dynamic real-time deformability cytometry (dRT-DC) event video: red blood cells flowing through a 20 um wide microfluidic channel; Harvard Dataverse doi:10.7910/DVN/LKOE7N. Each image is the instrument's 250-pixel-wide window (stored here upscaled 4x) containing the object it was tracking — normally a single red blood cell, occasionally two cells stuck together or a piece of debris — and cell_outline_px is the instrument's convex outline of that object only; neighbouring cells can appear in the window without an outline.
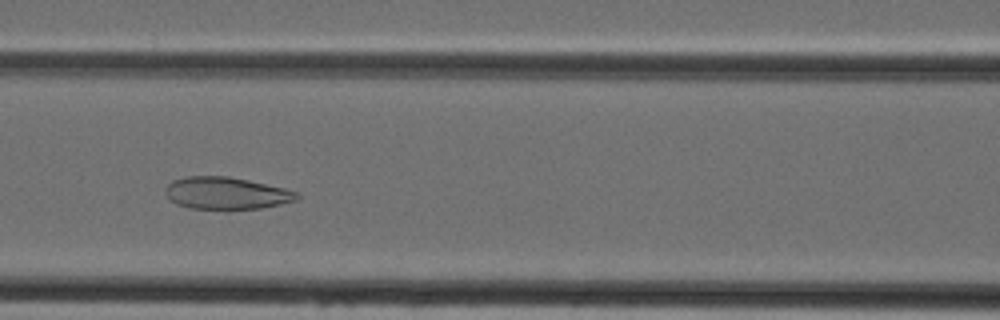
{"species": "Egyptian fruit bat (a non-hibernating species)", "species_latin": "Rousettus aegyptiacus", "temperature_condition": "cold", "stored_images_in_passage": 44, "camera_frame_rate_fps": 3000, "um_per_image_px": 0.085, "animal": {"sex": "female"}, "frame": {"image": 1, "passage_image": 17, "time_ms": 5.333, "image_size_px": [1000, 320], "cell_outline_px": [[300, 196], [296, 200], [280, 204], [260, 208], [192, 208], [176, 204], [164, 192], [164, 188], [172, 180], [184, 176], [228, 176], [248, 180], [284, 188], [300, 192]], "centroid_in_image_um": [19.23, 16.4], "position_along_channel_um": 147.4, "area_um2": 24.45}}
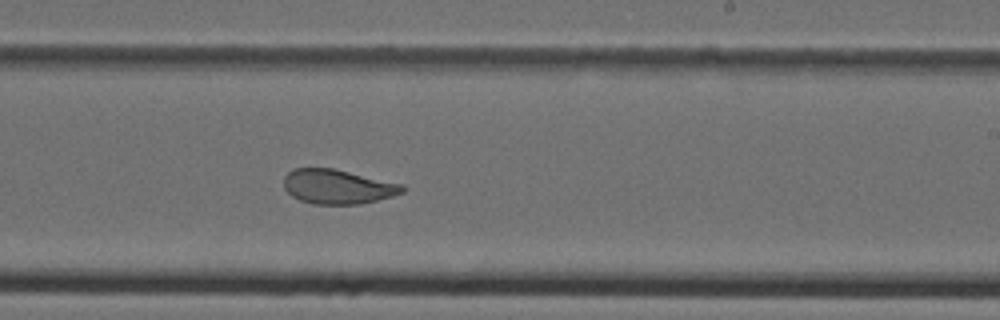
{"frame": {"image": 2, "passage_image": 25, "time_ms": 8.0, "image_size_px": [1000, 320], "cell_outline_px": [[408, 188], [404, 192], [392, 196], [360, 204], [312, 204], [300, 200], [292, 196], [284, 188], [284, 176], [292, 168], [332, 168], [404, 184]], "centroid_in_image_um": [28.71, 15.86], "position_along_channel_um": 260.3, "area_um2": 23.93}}
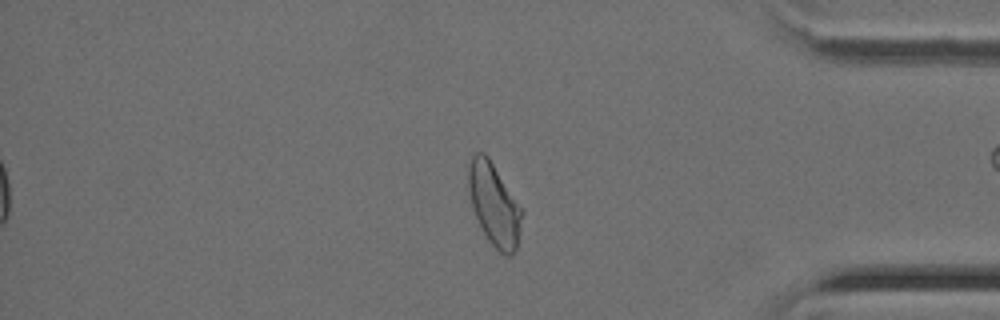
{"frame": {"image": 3, "passage_image": 36, "time_ms": 11.667, "image_size_px": [1000, 320], "cell_outline_px": [[524, 212], [516, 252], [512, 256], [504, 256], [488, 240], [472, 208], [468, 188], [468, 168], [472, 156], [476, 152], [484, 152], [488, 156], [524, 208]], "centroid_in_image_um": [42.05, 17.39], "position_along_channel_um": 393.2, "area_um2": 26.13}}